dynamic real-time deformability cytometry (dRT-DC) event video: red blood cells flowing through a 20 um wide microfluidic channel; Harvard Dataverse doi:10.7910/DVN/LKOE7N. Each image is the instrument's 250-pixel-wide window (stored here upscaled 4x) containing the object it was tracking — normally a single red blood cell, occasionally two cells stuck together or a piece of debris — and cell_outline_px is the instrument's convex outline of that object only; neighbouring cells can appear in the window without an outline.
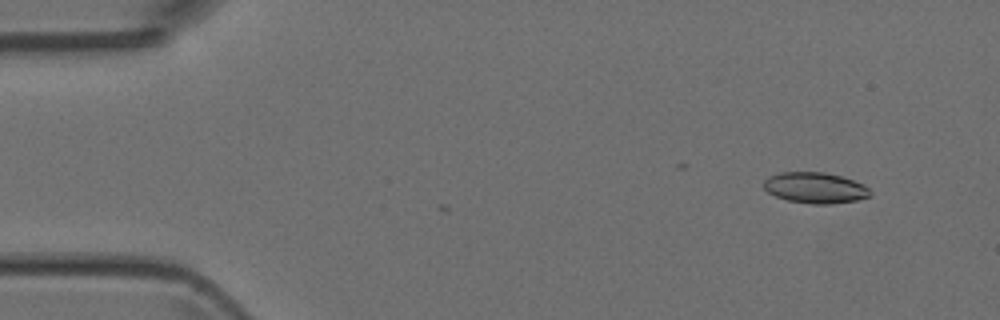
{"species": "Egyptian fruit bat (a non-hibernating species)", "species_latin": "Rousettus aegyptiacus", "temperature_condition": "room temperature", "stored_images_in_passage": 5, "camera_frame_rate_fps": 3000, "um_per_image_px": 0.085, "animal": {"sex": "female"}, "frame": {"image": 1, "passage_image": 2, "time_ms": 1.0, "image_size_px": [1000, 320], "cell_outline_px": [[872, 192], [868, 196], [856, 200], [832, 204], [812, 204], [788, 200], [776, 196], [768, 192], [764, 188], [764, 180], [768, 176], [780, 172], [824, 172], [840, 176], [864, 184]], "centroid_in_image_um": [69.27, 15.96], "position_along_channel_um": 15.7, "area_um2": 19.07}}